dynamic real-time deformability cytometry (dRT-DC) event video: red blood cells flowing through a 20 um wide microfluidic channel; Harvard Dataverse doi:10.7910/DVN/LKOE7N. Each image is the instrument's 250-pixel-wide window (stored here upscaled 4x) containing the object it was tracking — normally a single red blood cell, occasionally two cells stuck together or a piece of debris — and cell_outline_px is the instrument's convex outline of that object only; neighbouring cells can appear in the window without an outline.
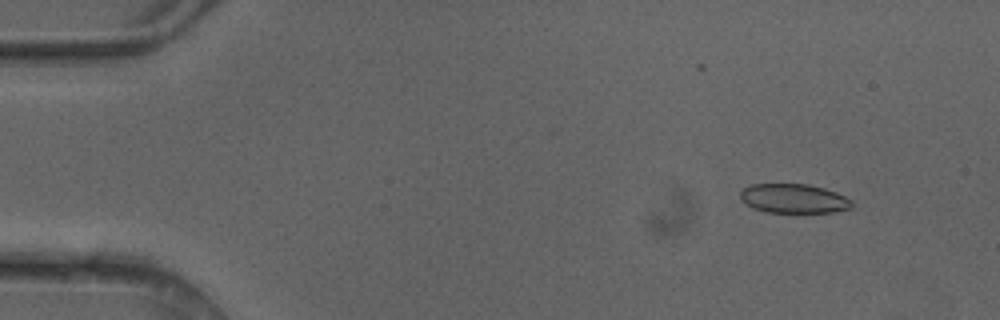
{"species": "common noctule bat (a hibernating species)", "species_latin": "Nyctalus noctula", "temperature_condition": "cold", "stored_images_in_passage": 3, "camera_frame_rate_fps": 3000, "um_per_image_px": 0.085, "animal": {"sex": "female"}, "frame": {"image": 1, "passage_image": 2, "time_ms": 0.333, "image_size_px": [1000, 320], "cell_outline_px": [[852, 208], [832, 212], [764, 212], [752, 208], [740, 200], [740, 192], [744, 188], [752, 184], [808, 184], [824, 188], [836, 192], [852, 200]], "centroid_in_image_um": [67.45, 16.88], "position_along_channel_um": 17.6, "area_um2": 19.07}}